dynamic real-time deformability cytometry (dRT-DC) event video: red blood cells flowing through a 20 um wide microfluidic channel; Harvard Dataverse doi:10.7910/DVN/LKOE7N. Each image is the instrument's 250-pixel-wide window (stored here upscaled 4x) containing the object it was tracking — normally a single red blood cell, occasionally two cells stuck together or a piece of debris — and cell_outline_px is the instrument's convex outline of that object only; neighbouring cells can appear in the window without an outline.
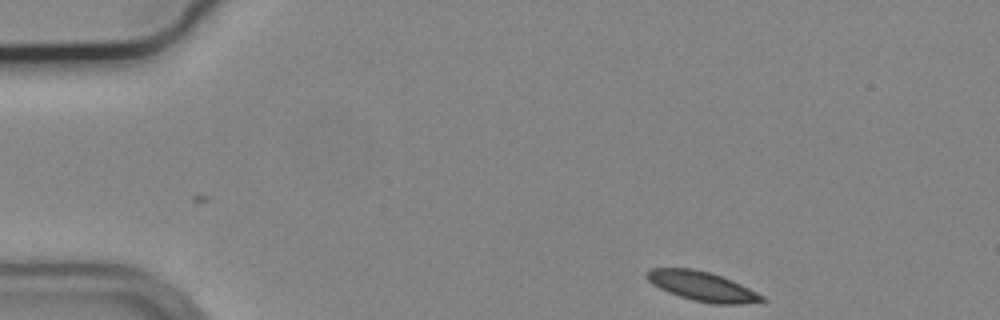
{"species": "common noctule bat (a hibernating species)", "species_latin": "Nyctalus noctula", "temperature_condition": "cold", "stored_images_in_passage": 49, "camera_frame_rate_fps": 3000, "um_per_image_px": 0.085, "animal": {"sex": "male", "body_mass_g": 19.2, "forearm_length_mm": 51.8}, "frame": {"image": 1, "passage_image": 1, "time_ms": 0.0, "image_size_px": [1000, 320], "cell_outline_px": [[768, 300], [740, 304], [712, 304], [692, 300], [668, 292], [652, 284], [644, 276], [644, 272], [648, 268], [692, 268], [708, 272], [732, 280], [764, 296]], "centroid_in_image_um": [59.63, 24.33], "position_along_channel_um": 25.4, "area_um2": 19.77}}
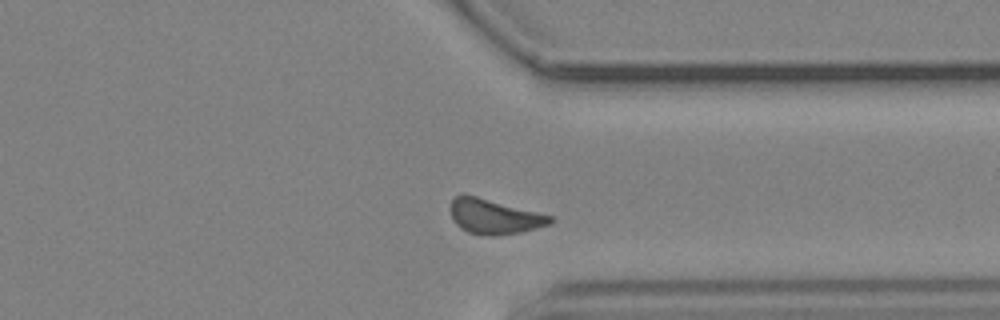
{"frame": {"image": 2, "passage_image": 36, "time_ms": 11.667, "image_size_px": [1000, 320], "cell_outline_px": [[552, 220], [548, 224], [536, 228], [520, 232], [496, 236], [488, 236], [468, 232], [460, 228], [452, 220], [452, 200], [456, 196], [476, 196], [552, 216]], "centroid_in_image_um": [42.0, 18.43], "position_along_channel_um": 369.4, "area_um2": 19.71}}
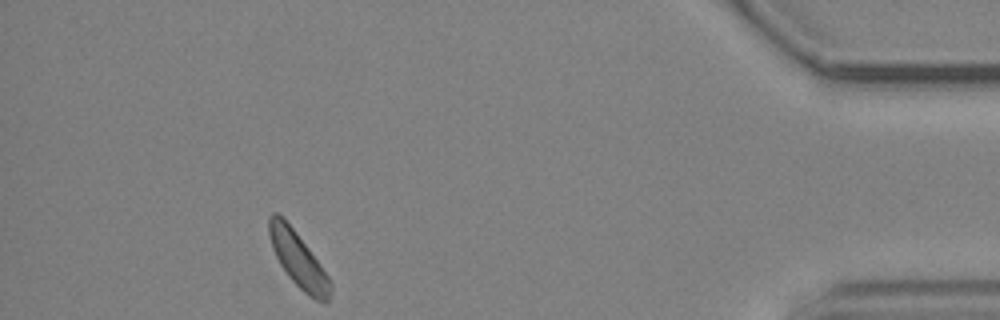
{"frame": {"image": 3, "passage_image": 44, "time_ms": 14.333, "image_size_px": [1000, 320], "cell_outline_px": [[332, 288], [328, 304], [324, 304], [308, 296], [288, 276], [280, 264], [272, 248], [268, 232], [268, 216], [272, 212], [276, 212], [284, 216], [308, 248], [328, 276], [332, 284]], "centroid_in_image_um": [25.34, 22.06], "position_along_channel_um": 409.9, "area_um2": 19.83}}